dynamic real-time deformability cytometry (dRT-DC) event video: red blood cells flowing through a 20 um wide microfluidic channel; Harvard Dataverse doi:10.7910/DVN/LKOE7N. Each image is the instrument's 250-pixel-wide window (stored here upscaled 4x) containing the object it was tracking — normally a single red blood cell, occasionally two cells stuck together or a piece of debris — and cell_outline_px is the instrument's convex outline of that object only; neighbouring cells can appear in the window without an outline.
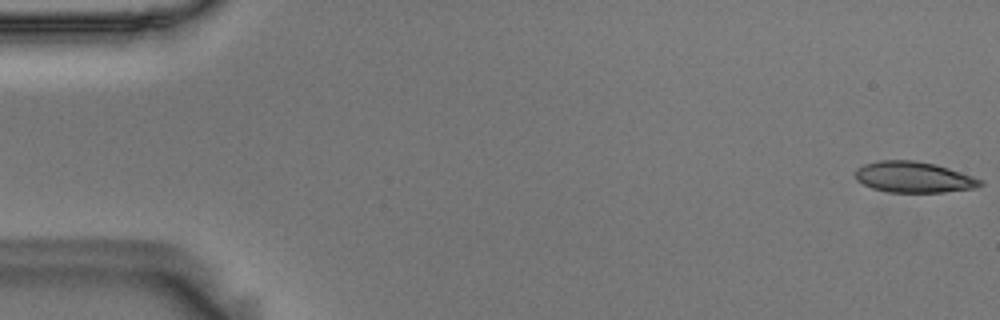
{"species": "Egyptian fruit bat (a non-hibernating species)", "species_latin": "Rousettus aegyptiacus", "temperature_condition": "room temperature", "stored_images_in_passage": 56, "camera_frame_rate_fps": 3000, "um_per_image_px": 0.085, "animal": {"sex": "male"}, "frame": {"image": 1, "passage_image": 1, "time_ms": 0.0, "image_size_px": [1000, 320], "cell_outline_px": [[984, 184], [976, 188], [944, 192], [888, 192], [872, 188], [856, 180], [856, 168], [864, 164], [880, 160], [916, 160], [936, 164], [984, 180]], "centroid_in_image_um": [77.68, 15.05], "position_along_channel_um": 7.3, "area_um2": 22.6}}
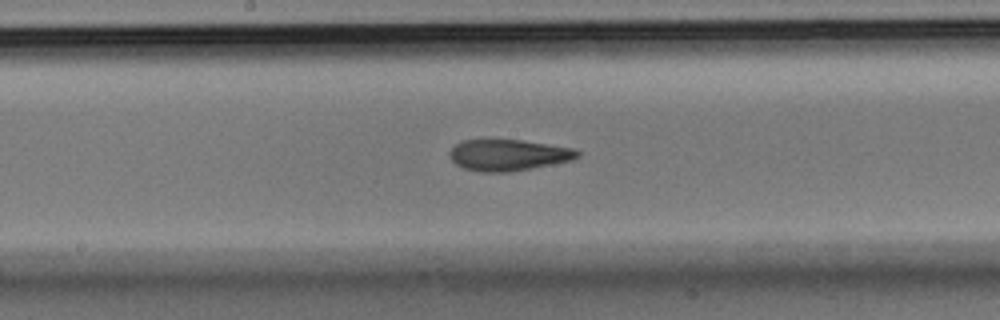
{"frame": {"image": 2, "passage_image": 29, "time_ms": 9.333, "image_size_px": [1000, 320], "cell_outline_px": [[580, 156], [572, 160], [532, 168], [508, 172], [480, 172], [464, 168], [456, 164], [452, 160], [452, 148], [456, 144], [464, 140], [520, 140], [576, 148], [580, 152]], "centroid_in_image_um": [43.26, 13.18], "position_along_channel_um": 204.9, "area_um2": 23.06}}
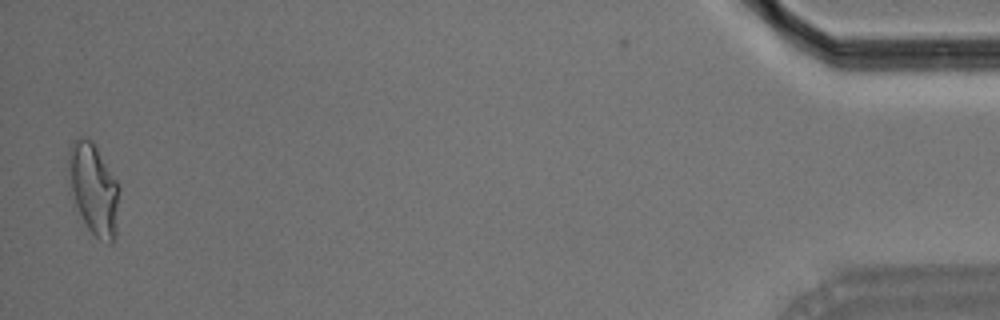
{"frame": {"image": 3, "passage_image": 55, "time_ms": 18.0, "image_size_px": [1000, 320], "cell_outline_px": [[120, 188], [116, 236], [112, 244], [108, 244], [100, 240], [88, 228], [68, 192], [68, 148], [72, 140], [80, 136], [92, 140], [96, 144], [120, 184]], "centroid_in_image_um": [7.96, 16.02], "position_along_channel_um": 427.2, "area_um2": 28.09}, "authors_computed_cell_mechanics": {"area_um2": 23.5246, "velocity_mm_per_s": 3.6098, "shape_relaxation_time_tau1_ms": null, "shape_relaxation_time_tau2_ms": 2.4381, "deformation_change_tau1": null, "deformation_change_tau2": 0.1031}}